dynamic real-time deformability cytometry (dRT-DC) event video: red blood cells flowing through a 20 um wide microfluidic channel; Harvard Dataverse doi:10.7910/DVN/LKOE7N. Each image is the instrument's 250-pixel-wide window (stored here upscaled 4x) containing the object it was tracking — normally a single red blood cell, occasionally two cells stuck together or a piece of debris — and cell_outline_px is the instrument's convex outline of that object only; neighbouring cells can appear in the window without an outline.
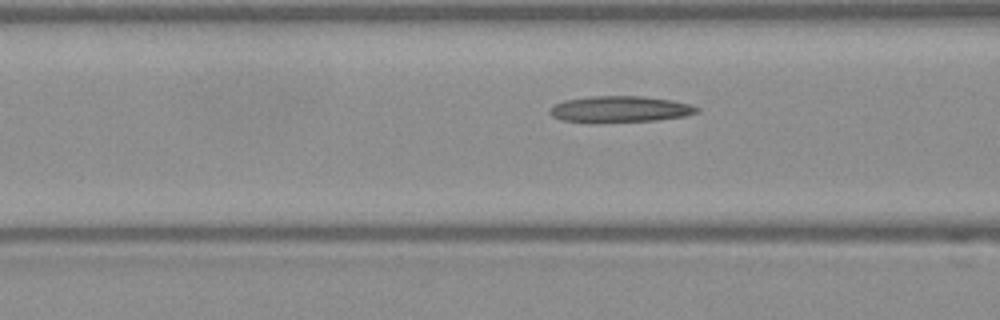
{"species": "Egyptian fruit bat (a non-hibernating species)", "species_latin": "Rousettus aegyptiacus", "temperature_condition": "warm", "stored_images_in_passage": 8, "camera_frame_rate_fps": 3000, "um_per_image_px": 0.085, "frame": {"image": 1, "passage_image": 5, "time_ms": 1.333, "image_size_px": [1000, 320], "cell_outline_px": [[700, 112], [684, 116], [656, 120], [596, 124], [588, 124], [560, 120], [552, 116], [548, 112], [556, 104], [564, 100], [592, 96], [644, 96], [672, 100], [692, 104], [700, 108]], "centroid_in_image_um": [52.69, 9.31], "position_along_channel_um": 113.9, "area_um2": 23.18}}